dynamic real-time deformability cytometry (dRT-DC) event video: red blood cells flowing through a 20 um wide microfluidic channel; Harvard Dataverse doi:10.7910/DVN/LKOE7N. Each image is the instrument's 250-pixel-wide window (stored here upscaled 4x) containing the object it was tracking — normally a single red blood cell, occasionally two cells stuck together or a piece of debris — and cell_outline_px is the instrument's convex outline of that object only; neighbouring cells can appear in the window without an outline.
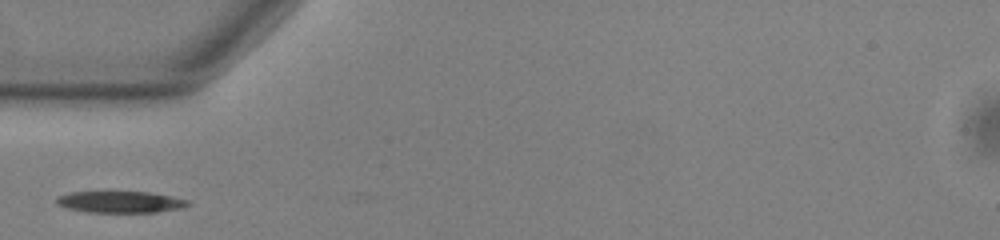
{"species": "common noctule bat (a hibernating species)", "species_latin": "Nyctalus noctula", "temperature_condition": "warm", "stored_images_in_passage": 37, "camera_frame_rate_fps": 3000, "um_per_image_px": 0.085, "animal": {"sex": "male", "body_mass_g": 13.0, "forearm_length_mm": 53.1}, "frame": {"image": 1, "passage_image": 1, "time_ms": 0.0, "image_size_px": [1000, 240], "cell_outline_px": [[192, 204], [180, 208], [156, 212], [88, 212], [64, 208], [56, 204], [56, 196], [72, 192], [148, 192], [172, 196], [188, 200]], "centroid_in_image_um": [10.2, 17.17], "position_along_channel_um": 74.8, "area_um2": 16.53}}
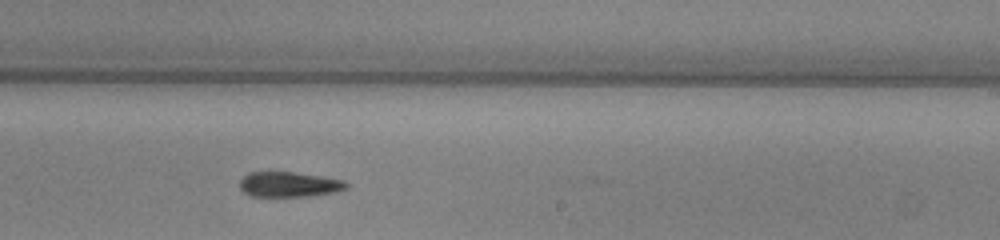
{"frame": {"image": 2, "passage_image": 16, "time_ms": 5.0, "image_size_px": [1000, 240], "cell_outline_px": [[348, 188], [332, 192], [312, 196], [252, 196], [244, 192], [240, 188], [240, 180], [248, 172], [292, 172], [320, 176], [344, 180], [348, 184]], "centroid_in_image_um": [24.56, 15.67], "position_along_channel_um": 264.4, "area_um2": 15.49}}
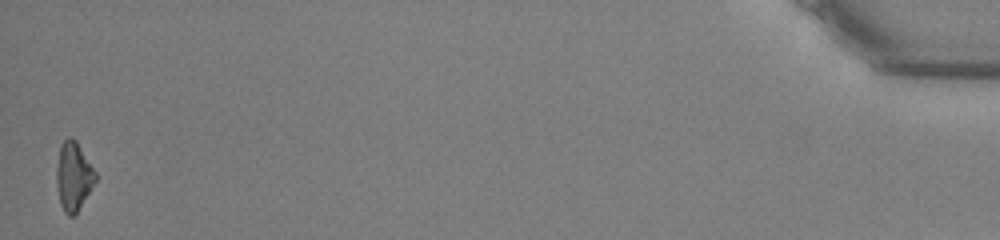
{"frame": {"image": 3, "passage_image": 37, "time_ms": 12.0, "image_size_px": [1000, 240], "cell_outline_px": [[96, 180], [76, 212], [72, 216], [68, 216], [64, 212], [60, 204], [56, 184], [56, 168], [60, 144], [68, 136], [72, 136], [76, 140], [96, 172]], "centroid_in_image_um": [6.22, 14.94], "position_along_channel_um": 429.0, "area_um2": 15.49}}